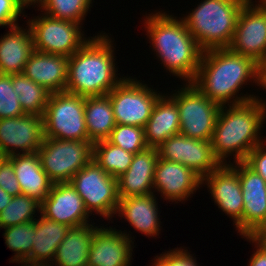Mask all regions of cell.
<instances>
[{"instance_id":"6da1fadb","label":"cell","mask_w":266,"mask_h":266,"mask_svg":"<svg viewBox=\"0 0 266 266\" xmlns=\"http://www.w3.org/2000/svg\"><path fill=\"white\" fill-rule=\"evenodd\" d=\"M256 66L254 60L229 48L205 50L192 83L221 107L244 103L252 100L254 94L243 95L239 91L250 82L255 84Z\"/></svg>"},{"instance_id":"7a4b0ae2","label":"cell","mask_w":266,"mask_h":266,"mask_svg":"<svg viewBox=\"0 0 266 266\" xmlns=\"http://www.w3.org/2000/svg\"><path fill=\"white\" fill-rule=\"evenodd\" d=\"M264 123L266 100L259 95L244 103L222 106L210 141L214 157L220 164H229L226 159L232 155L233 163L244 161L254 147L266 140L260 133Z\"/></svg>"},{"instance_id":"3957f363","label":"cell","mask_w":266,"mask_h":266,"mask_svg":"<svg viewBox=\"0 0 266 266\" xmlns=\"http://www.w3.org/2000/svg\"><path fill=\"white\" fill-rule=\"evenodd\" d=\"M154 12L143 20L152 51L156 52L155 56L166 72L169 71L186 83H192L197 75L203 50L180 16L177 18L162 10Z\"/></svg>"},{"instance_id":"277c9868","label":"cell","mask_w":266,"mask_h":266,"mask_svg":"<svg viewBox=\"0 0 266 266\" xmlns=\"http://www.w3.org/2000/svg\"><path fill=\"white\" fill-rule=\"evenodd\" d=\"M102 31L69 57L66 91L85 97L103 96L126 76L118 77L113 40Z\"/></svg>"},{"instance_id":"5b68a950","label":"cell","mask_w":266,"mask_h":266,"mask_svg":"<svg viewBox=\"0 0 266 266\" xmlns=\"http://www.w3.org/2000/svg\"><path fill=\"white\" fill-rule=\"evenodd\" d=\"M247 0H202L182 17L187 30L205 51L228 48L241 8Z\"/></svg>"},{"instance_id":"8992f818","label":"cell","mask_w":266,"mask_h":266,"mask_svg":"<svg viewBox=\"0 0 266 266\" xmlns=\"http://www.w3.org/2000/svg\"><path fill=\"white\" fill-rule=\"evenodd\" d=\"M176 90L168 95L178 107L180 134L211 141L221 106L205 96L193 83H185Z\"/></svg>"},{"instance_id":"52a82bcc","label":"cell","mask_w":266,"mask_h":266,"mask_svg":"<svg viewBox=\"0 0 266 266\" xmlns=\"http://www.w3.org/2000/svg\"><path fill=\"white\" fill-rule=\"evenodd\" d=\"M84 110L85 96L68 91L51 93L43 114L44 137L88 140Z\"/></svg>"},{"instance_id":"ba28073f","label":"cell","mask_w":266,"mask_h":266,"mask_svg":"<svg viewBox=\"0 0 266 266\" xmlns=\"http://www.w3.org/2000/svg\"><path fill=\"white\" fill-rule=\"evenodd\" d=\"M38 154L42 169L53 183L70 182L79 170L93 160V143L89 140L44 137Z\"/></svg>"},{"instance_id":"9c48e42d","label":"cell","mask_w":266,"mask_h":266,"mask_svg":"<svg viewBox=\"0 0 266 266\" xmlns=\"http://www.w3.org/2000/svg\"><path fill=\"white\" fill-rule=\"evenodd\" d=\"M83 199L88 213L110 220L115 217L120 198L118 178L105 172L94 160L79 170L70 180Z\"/></svg>"},{"instance_id":"30bf717a","label":"cell","mask_w":266,"mask_h":266,"mask_svg":"<svg viewBox=\"0 0 266 266\" xmlns=\"http://www.w3.org/2000/svg\"><path fill=\"white\" fill-rule=\"evenodd\" d=\"M35 51L70 57L91 37H84L82 25L68 20L56 19L45 13L27 20Z\"/></svg>"},{"instance_id":"8fae6325","label":"cell","mask_w":266,"mask_h":266,"mask_svg":"<svg viewBox=\"0 0 266 266\" xmlns=\"http://www.w3.org/2000/svg\"><path fill=\"white\" fill-rule=\"evenodd\" d=\"M162 94L136 77L126 76L107 95L111 100L116 124L144 128L154 104Z\"/></svg>"},{"instance_id":"7c38bea8","label":"cell","mask_w":266,"mask_h":266,"mask_svg":"<svg viewBox=\"0 0 266 266\" xmlns=\"http://www.w3.org/2000/svg\"><path fill=\"white\" fill-rule=\"evenodd\" d=\"M230 165L239 175L243 195V218L235 226L241 236H253L266 230V181L244 161Z\"/></svg>"},{"instance_id":"4fadbf2b","label":"cell","mask_w":266,"mask_h":266,"mask_svg":"<svg viewBox=\"0 0 266 266\" xmlns=\"http://www.w3.org/2000/svg\"><path fill=\"white\" fill-rule=\"evenodd\" d=\"M43 139V116L24 114L0 119L1 157L38 152Z\"/></svg>"},{"instance_id":"5bb4252c","label":"cell","mask_w":266,"mask_h":266,"mask_svg":"<svg viewBox=\"0 0 266 266\" xmlns=\"http://www.w3.org/2000/svg\"><path fill=\"white\" fill-rule=\"evenodd\" d=\"M157 150L161 159L181 163L202 178L221 165L214 157L210 141L192 139L180 133L167 138Z\"/></svg>"},{"instance_id":"9a60e30c","label":"cell","mask_w":266,"mask_h":266,"mask_svg":"<svg viewBox=\"0 0 266 266\" xmlns=\"http://www.w3.org/2000/svg\"><path fill=\"white\" fill-rule=\"evenodd\" d=\"M256 63L266 60V11L246 2L237 18L233 39L228 47Z\"/></svg>"},{"instance_id":"2e32d148","label":"cell","mask_w":266,"mask_h":266,"mask_svg":"<svg viewBox=\"0 0 266 266\" xmlns=\"http://www.w3.org/2000/svg\"><path fill=\"white\" fill-rule=\"evenodd\" d=\"M202 177L193 169L177 162L158 158L155 166L153 191L169 202L182 203L201 189ZM155 189V190H154ZM163 195V196H162Z\"/></svg>"},{"instance_id":"e0dca14e","label":"cell","mask_w":266,"mask_h":266,"mask_svg":"<svg viewBox=\"0 0 266 266\" xmlns=\"http://www.w3.org/2000/svg\"><path fill=\"white\" fill-rule=\"evenodd\" d=\"M99 225L89 249L91 266H130L134 240L128 232ZM100 227V228H99Z\"/></svg>"},{"instance_id":"ac0fdd59","label":"cell","mask_w":266,"mask_h":266,"mask_svg":"<svg viewBox=\"0 0 266 266\" xmlns=\"http://www.w3.org/2000/svg\"><path fill=\"white\" fill-rule=\"evenodd\" d=\"M207 185L214 204L228 215L236 226L243 218V195L237 171L230 164H221L209 175L202 178Z\"/></svg>"},{"instance_id":"d6986e66","label":"cell","mask_w":266,"mask_h":266,"mask_svg":"<svg viewBox=\"0 0 266 266\" xmlns=\"http://www.w3.org/2000/svg\"><path fill=\"white\" fill-rule=\"evenodd\" d=\"M41 214L69 227L87 225L91 221L83 199L70 182L53 183L47 198L41 203Z\"/></svg>"},{"instance_id":"ffe728a7","label":"cell","mask_w":266,"mask_h":266,"mask_svg":"<svg viewBox=\"0 0 266 266\" xmlns=\"http://www.w3.org/2000/svg\"><path fill=\"white\" fill-rule=\"evenodd\" d=\"M69 57L34 51L23 74L50 93L66 91Z\"/></svg>"},{"instance_id":"44dd1931","label":"cell","mask_w":266,"mask_h":266,"mask_svg":"<svg viewBox=\"0 0 266 266\" xmlns=\"http://www.w3.org/2000/svg\"><path fill=\"white\" fill-rule=\"evenodd\" d=\"M159 153L156 148H146L134 154L125 173L118 177V196L126 198L154 193L153 180Z\"/></svg>"},{"instance_id":"7402d4cb","label":"cell","mask_w":266,"mask_h":266,"mask_svg":"<svg viewBox=\"0 0 266 266\" xmlns=\"http://www.w3.org/2000/svg\"><path fill=\"white\" fill-rule=\"evenodd\" d=\"M156 194L121 198L116 216L123 217L134 230L147 237L159 236L162 226ZM118 214V215H117ZM159 214V215H158Z\"/></svg>"},{"instance_id":"603a6c76","label":"cell","mask_w":266,"mask_h":266,"mask_svg":"<svg viewBox=\"0 0 266 266\" xmlns=\"http://www.w3.org/2000/svg\"><path fill=\"white\" fill-rule=\"evenodd\" d=\"M13 26L0 38V74L23 73L35 51L29 26ZM28 28V29H27Z\"/></svg>"},{"instance_id":"cb8c5ba5","label":"cell","mask_w":266,"mask_h":266,"mask_svg":"<svg viewBox=\"0 0 266 266\" xmlns=\"http://www.w3.org/2000/svg\"><path fill=\"white\" fill-rule=\"evenodd\" d=\"M8 158L13 162L22 194L42 203L47 198L53 182L42 169L38 152L17 154Z\"/></svg>"},{"instance_id":"d4e9b609","label":"cell","mask_w":266,"mask_h":266,"mask_svg":"<svg viewBox=\"0 0 266 266\" xmlns=\"http://www.w3.org/2000/svg\"><path fill=\"white\" fill-rule=\"evenodd\" d=\"M179 133L180 116L177 104L164 93L157 99L144 126L147 146L157 149L167 138Z\"/></svg>"},{"instance_id":"484cf974","label":"cell","mask_w":266,"mask_h":266,"mask_svg":"<svg viewBox=\"0 0 266 266\" xmlns=\"http://www.w3.org/2000/svg\"><path fill=\"white\" fill-rule=\"evenodd\" d=\"M87 224L70 227L66 237L57 247L51 266H83L88 262L89 249L98 226Z\"/></svg>"},{"instance_id":"4316f807","label":"cell","mask_w":266,"mask_h":266,"mask_svg":"<svg viewBox=\"0 0 266 266\" xmlns=\"http://www.w3.org/2000/svg\"><path fill=\"white\" fill-rule=\"evenodd\" d=\"M35 219V233L30 253V261L45 262L51 264L57 247L64 240L69 226L55 222L44 217L41 213Z\"/></svg>"},{"instance_id":"83f0119b","label":"cell","mask_w":266,"mask_h":266,"mask_svg":"<svg viewBox=\"0 0 266 266\" xmlns=\"http://www.w3.org/2000/svg\"><path fill=\"white\" fill-rule=\"evenodd\" d=\"M84 115L88 140L93 144L107 140L116 126L109 96L85 97Z\"/></svg>"},{"instance_id":"f1b7e54d","label":"cell","mask_w":266,"mask_h":266,"mask_svg":"<svg viewBox=\"0 0 266 266\" xmlns=\"http://www.w3.org/2000/svg\"><path fill=\"white\" fill-rule=\"evenodd\" d=\"M12 85L23 112L43 116L51 93L23 73L12 74Z\"/></svg>"},{"instance_id":"f546056e","label":"cell","mask_w":266,"mask_h":266,"mask_svg":"<svg viewBox=\"0 0 266 266\" xmlns=\"http://www.w3.org/2000/svg\"><path fill=\"white\" fill-rule=\"evenodd\" d=\"M134 154L108 140L93 144V160L112 177L118 178L129 168Z\"/></svg>"},{"instance_id":"4dcf8cb0","label":"cell","mask_w":266,"mask_h":266,"mask_svg":"<svg viewBox=\"0 0 266 266\" xmlns=\"http://www.w3.org/2000/svg\"><path fill=\"white\" fill-rule=\"evenodd\" d=\"M36 212L41 213V202L37 199L24 194L14 196L0 212V229L34 221L38 218Z\"/></svg>"},{"instance_id":"1f68e13d","label":"cell","mask_w":266,"mask_h":266,"mask_svg":"<svg viewBox=\"0 0 266 266\" xmlns=\"http://www.w3.org/2000/svg\"><path fill=\"white\" fill-rule=\"evenodd\" d=\"M94 0H40L37 6L40 12H44L48 16L61 20L83 25V20L89 9L93 7Z\"/></svg>"},{"instance_id":"d6a6232c","label":"cell","mask_w":266,"mask_h":266,"mask_svg":"<svg viewBox=\"0 0 266 266\" xmlns=\"http://www.w3.org/2000/svg\"><path fill=\"white\" fill-rule=\"evenodd\" d=\"M3 229L5 244L15 254L10 258V262L30 260L32 240H34L35 233V220Z\"/></svg>"},{"instance_id":"836d02e7","label":"cell","mask_w":266,"mask_h":266,"mask_svg":"<svg viewBox=\"0 0 266 266\" xmlns=\"http://www.w3.org/2000/svg\"><path fill=\"white\" fill-rule=\"evenodd\" d=\"M107 140L132 154L148 148L144 128L139 126L116 124Z\"/></svg>"},{"instance_id":"e575fe53","label":"cell","mask_w":266,"mask_h":266,"mask_svg":"<svg viewBox=\"0 0 266 266\" xmlns=\"http://www.w3.org/2000/svg\"><path fill=\"white\" fill-rule=\"evenodd\" d=\"M18 94L13 90L12 74H0V119L24 115Z\"/></svg>"},{"instance_id":"d590c367","label":"cell","mask_w":266,"mask_h":266,"mask_svg":"<svg viewBox=\"0 0 266 266\" xmlns=\"http://www.w3.org/2000/svg\"><path fill=\"white\" fill-rule=\"evenodd\" d=\"M27 7L21 0H0V27L19 25L18 18L24 15ZM24 11V12H23Z\"/></svg>"},{"instance_id":"8d00e7d4","label":"cell","mask_w":266,"mask_h":266,"mask_svg":"<svg viewBox=\"0 0 266 266\" xmlns=\"http://www.w3.org/2000/svg\"><path fill=\"white\" fill-rule=\"evenodd\" d=\"M154 258L161 266H199L196 258L184 247L162 252V254L156 255Z\"/></svg>"},{"instance_id":"74e56055","label":"cell","mask_w":266,"mask_h":266,"mask_svg":"<svg viewBox=\"0 0 266 266\" xmlns=\"http://www.w3.org/2000/svg\"><path fill=\"white\" fill-rule=\"evenodd\" d=\"M0 187L12 197L22 194L13 162L8 157L0 156Z\"/></svg>"},{"instance_id":"f35d334b","label":"cell","mask_w":266,"mask_h":266,"mask_svg":"<svg viewBox=\"0 0 266 266\" xmlns=\"http://www.w3.org/2000/svg\"><path fill=\"white\" fill-rule=\"evenodd\" d=\"M244 162L266 181V141L254 147Z\"/></svg>"},{"instance_id":"ab89813d","label":"cell","mask_w":266,"mask_h":266,"mask_svg":"<svg viewBox=\"0 0 266 266\" xmlns=\"http://www.w3.org/2000/svg\"><path fill=\"white\" fill-rule=\"evenodd\" d=\"M247 242H252L256 251L251 255L248 266H266V249L252 236H242Z\"/></svg>"},{"instance_id":"60d3db41","label":"cell","mask_w":266,"mask_h":266,"mask_svg":"<svg viewBox=\"0 0 266 266\" xmlns=\"http://www.w3.org/2000/svg\"><path fill=\"white\" fill-rule=\"evenodd\" d=\"M255 85L262 87L261 89L266 91V60L257 63Z\"/></svg>"},{"instance_id":"b9f144b4","label":"cell","mask_w":266,"mask_h":266,"mask_svg":"<svg viewBox=\"0 0 266 266\" xmlns=\"http://www.w3.org/2000/svg\"><path fill=\"white\" fill-rule=\"evenodd\" d=\"M12 196L0 187V212L10 203Z\"/></svg>"},{"instance_id":"7bdbcfd3","label":"cell","mask_w":266,"mask_h":266,"mask_svg":"<svg viewBox=\"0 0 266 266\" xmlns=\"http://www.w3.org/2000/svg\"><path fill=\"white\" fill-rule=\"evenodd\" d=\"M12 263H20L22 264L21 266H51L49 263L45 262H38V261H30V260H17Z\"/></svg>"},{"instance_id":"ee69618b","label":"cell","mask_w":266,"mask_h":266,"mask_svg":"<svg viewBox=\"0 0 266 266\" xmlns=\"http://www.w3.org/2000/svg\"><path fill=\"white\" fill-rule=\"evenodd\" d=\"M252 237L266 249V230L255 233Z\"/></svg>"},{"instance_id":"f6af8a7d","label":"cell","mask_w":266,"mask_h":266,"mask_svg":"<svg viewBox=\"0 0 266 266\" xmlns=\"http://www.w3.org/2000/svg\"><path fill=\"white\" fill-rule=\"evenodd\" d=\"M247 2L252 5L256 9H260L262 11H266V0H247ZM256 2V3H255ZM255 3V4H254Z\"/></svg>"},{"instance_id":"bcb514c9","label":"cell","mask_w":266,"mask_h":266,"mask_svg":"<svg viewBox=\"0 0 266 266\" xmlns=\"http://www.w3.org/2000/svg\"><path fill=\"white\" fill-rule=\"evenodd\" d=\"M27 7H36V5L39 3L40 0H21Z\"/></svg>"},{"instance_id":"7dc6e473","label":"cell","mask_w":266,"mask_h":266,"mask_svg":"<svg viewBox=\"0 0 266 266\" xmlns=\"http://www.w3.org/2000/svg\"><path fill=\"white\" fill-rule=\"evenodd\" d=\"M151 264H152L151 266H161L155 259H154V262Z\"/></svg>"}]
</instances>
